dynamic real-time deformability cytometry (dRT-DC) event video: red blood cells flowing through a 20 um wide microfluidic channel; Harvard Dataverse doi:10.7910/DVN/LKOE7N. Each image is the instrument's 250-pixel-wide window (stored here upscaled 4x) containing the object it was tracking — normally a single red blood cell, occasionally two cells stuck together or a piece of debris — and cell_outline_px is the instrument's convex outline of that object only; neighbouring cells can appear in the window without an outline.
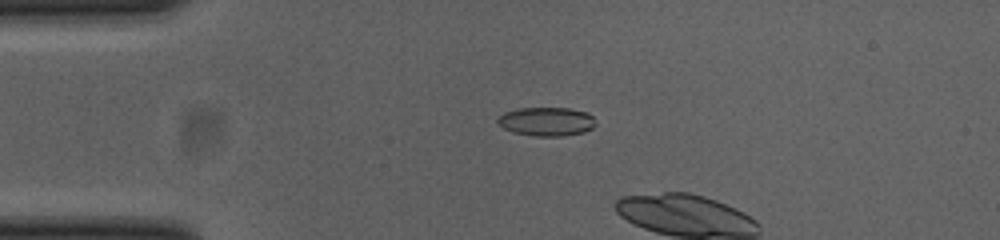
{"species": "common noctule bat (a hibernating species)", "species_latin": "Nyctalus noctula", "temperature_condition": "cold", "stored_images_in_passage": 13, "camera_frame_rate_fps": 3000, "um_per_image_px": 0.085, "animal": {"sex": "female", "body_mass_g": 23.0, "forearm_length_mm": 53.4}, "frame": {"image": 1, "passage_image": 11, "time_ms": 3.333, "image_size_px": [1000, 240], "cell_outline_px": [[596, 124], [592, 128], [584, 132], [560, 136], [536, 136], [516, 132], [504, 128], [496, 120], [504, 112], [516, 108], [568, 108], [588, 112], [592, 116]], "centroid_in_image_um": [46.48, 10.31], "position_along_channel_um": 38.5, "area_um2": 16.3}}